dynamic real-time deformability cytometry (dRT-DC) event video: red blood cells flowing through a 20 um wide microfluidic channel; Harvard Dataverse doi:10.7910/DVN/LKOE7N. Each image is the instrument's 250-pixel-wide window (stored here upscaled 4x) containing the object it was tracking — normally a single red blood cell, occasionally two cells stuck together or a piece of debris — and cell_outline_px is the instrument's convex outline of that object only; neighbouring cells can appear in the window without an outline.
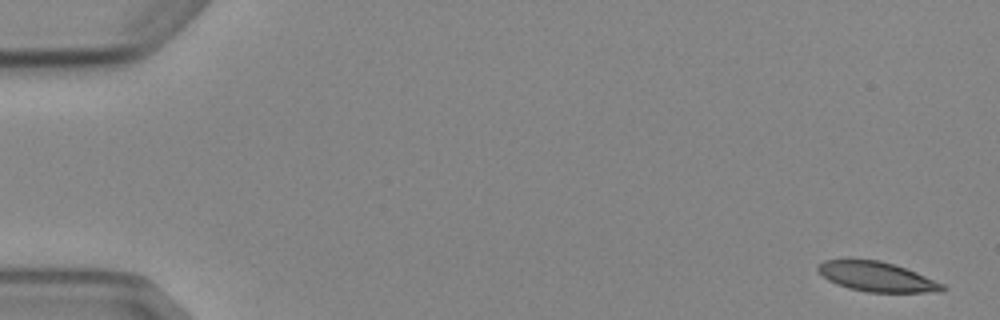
{"species": "Egyptian fruit bat (a non-hibernating species)", "species_latin": "Rousettus aegyptiacus", "temperature_condition": "cold", "stored_images_in_passage": 5, "camera_frame_rate_fps": 3000, "um_per_image_px": 0.085, "animal": {"sex": "female"}, "frame": {"image": 1, "passage_image": 1, "time_ms": 0.0, "image_size_px": [1000, 320], "cell_outline_px": [[948, 288], [944, 292], [868, 292], [848, 288], [836, 284], [828, 280], [816, 268], [824, 260], [848, 256], [880, 260], [896, 264], [916, 272], [944, 284]], "centroid_in_image_um": [74.51, 23.47], "position_along_channel_um": 10.5, "area_um2": 22.31}}
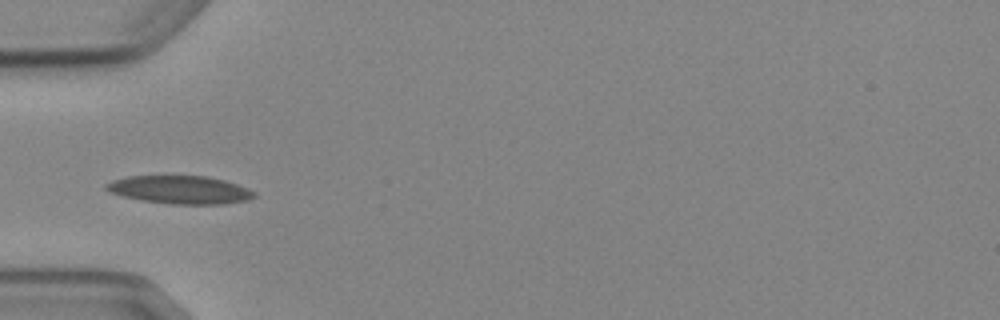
{"frame": {"image": 2, "passage_image": 5, "time_ms": 5.333, "image_size_px": [1000, 320], "cell_outline_px": [[256, 196], [248, 200], [224, 204], [172, 204], [140, 200], [124, 196], [112, 192], [104, 188], [104, 184], [112, 180], [128, 176], [208, 176], [224, 180], [248, 188], [256, 192]], "centroid_in_image_um": [15.32, 16.13], "position_along_channel_um": 69.7, "area_um2": 24.22}}